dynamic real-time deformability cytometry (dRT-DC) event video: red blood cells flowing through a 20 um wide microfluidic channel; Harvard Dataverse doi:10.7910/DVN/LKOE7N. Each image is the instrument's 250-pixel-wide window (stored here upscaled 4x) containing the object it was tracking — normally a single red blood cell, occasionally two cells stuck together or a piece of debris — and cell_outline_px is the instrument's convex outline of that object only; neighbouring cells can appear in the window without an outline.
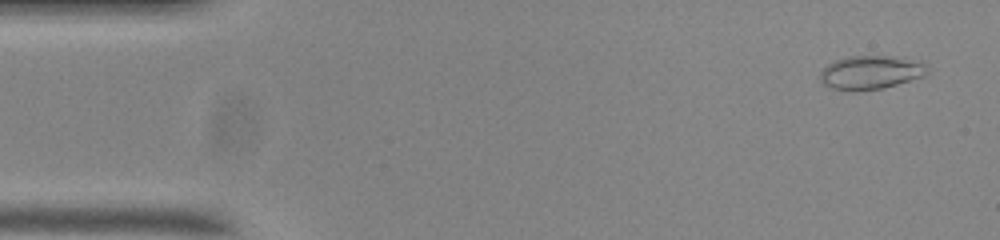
{"species": "common noctule bat (a hibernating species)", "species_latin": "Nyctalus noctula", "temperature_condition": "room temperature", "stored_images_in_passage": 55, "camera_frame_rate_fps": 3000, "um_per_image_px": 0.085, "animal": {"sex": "male", "body_mass_g": 20.0, "forearm_length_mm": 53.3}, "frame": {"image": 1, "passage_image": 3, "time_ms": 0.667, "image_size_px": [1000, 240], "cell_outline_px": [[928, 72], [924, 76], [884, 88], [852, 92], [832, 88], [824, 84], [820, 80], [820, 72], [828, 64], [836, 60], [848, 56], [900, 56], [924, 60], [928, 64]], "centroid_in_image_um": [74.09, 6.14], "position_along_channel_um": 10.9, "area_um2": 21.56}}
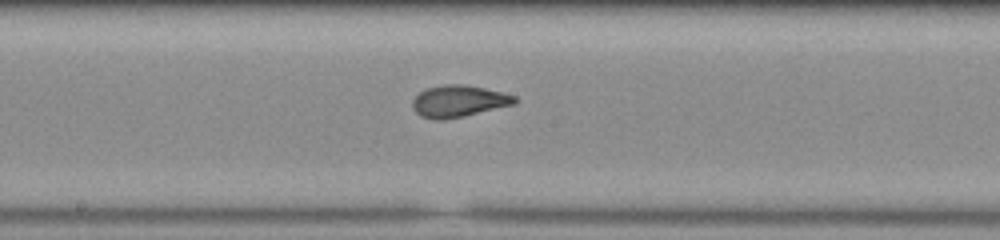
{"frame": {"image": 2, "passage_image": 28, "time_ms": 9.0, "image_size_px": [1000, 240], "cell_outline_px": [[520, 100], [516, 104], [464, 116], [444, 120], [436, 120], [420, 116], [412, 108], [412, 100], [420, 92], [428, 88], [444, 84], [464, 84], [484, 88], [516, 96]], "centroid_in_image_um": [39.0, 8.61], "position_along_channel_um": 209.2, "area_um2": 19.02}}
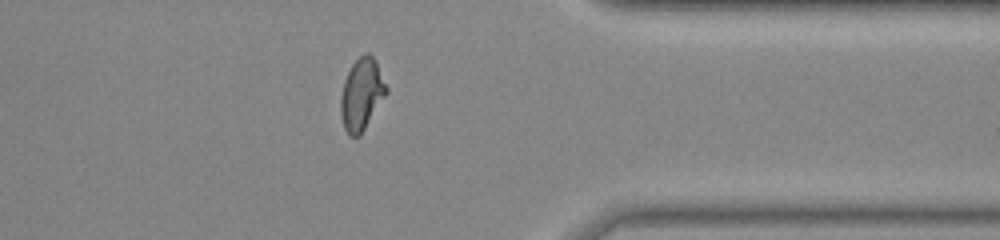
{"frame": {"image": 3, "passage_image": 43, "time_ms": 14.0, "image_size_px": [1000, 240], "cell_outline_px": [[388, 92], [360, 136], [348, 136], [344, 128], [340, 112], [340, 96], [344, 80], [352, 64], [364, 52], [368, 52], [376, 60], [388, 88]], "centroid_in_image_um": [30.74, 8.01], "position_along_channel_um": 380.7, "area_um2": 19.25}, "authors_computed_cell_mechanics": {"area_um2": 18.8428, "velocity_mm_per_s": 3.7077, "shape_relaxation_time_tau1_ms": null, "shape_relaxation_time_tau2_ms": 0.9008, "deformation_change_tau1": null, "deformation_change_tau2": 0.0634}}